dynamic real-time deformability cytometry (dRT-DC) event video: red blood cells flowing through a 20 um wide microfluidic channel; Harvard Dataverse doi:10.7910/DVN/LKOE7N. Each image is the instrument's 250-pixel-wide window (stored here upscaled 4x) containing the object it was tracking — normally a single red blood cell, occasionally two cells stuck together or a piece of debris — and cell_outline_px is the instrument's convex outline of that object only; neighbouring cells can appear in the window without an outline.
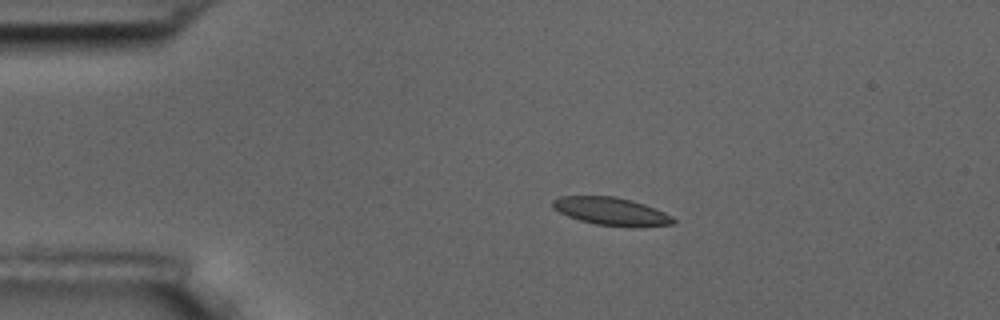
{"species": "common noctule bat (a hibernating species)", "species_latin": "Nyctalus noctula", "temperature_condition": "room temperature", "stored_images_in_passage": 3, "camera_frame_rate_fps": 3000, "um_per_image_px": 0.085, "animal": {"sex": "male", "body_mass_g": 17.5, "forearm_length_mm": 52.3}, "frame": {"image": 1, "passage_image": 1, "time_ms": 0.0, "image_size_px": [1000, 320], "cell_outline_px": [[676, 220], [672, 224], [596, 224], [580, 220], [568, 216], [552, 208], [552, 200], [560, 196], [612, 196], [632, 200], [656, 208], [672, 216]], "centroid_in_image_um": [51.86, 17.9], "position_along_channel_um": 33.1, "area_um2": 18.61}}